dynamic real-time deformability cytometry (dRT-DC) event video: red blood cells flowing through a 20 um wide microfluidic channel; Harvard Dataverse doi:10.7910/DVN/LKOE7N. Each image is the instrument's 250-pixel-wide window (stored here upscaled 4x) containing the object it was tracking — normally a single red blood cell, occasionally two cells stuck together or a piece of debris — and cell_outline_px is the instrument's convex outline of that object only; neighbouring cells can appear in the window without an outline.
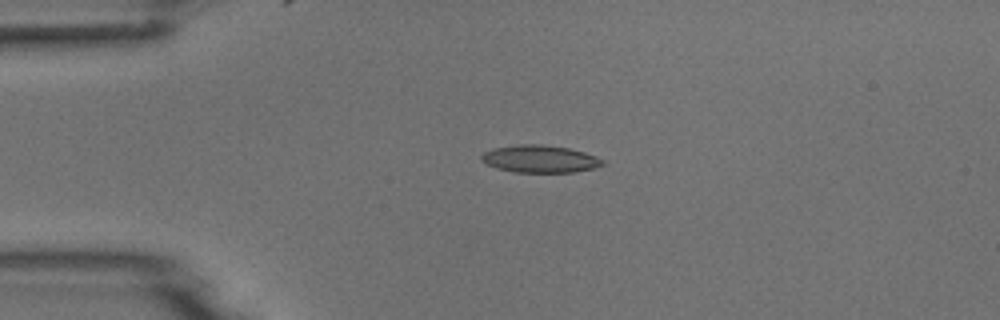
{"species": "common noctule bat (a hibernating species)", "species_latin": "Nyctalus noctula", "temperature_condition": "room temperature", "stored_images_in_passage": 10, "camera_frame_rate_fps": 3000, "um_per_image_px": 0.085, "animal": {"sex": "male", "body_mass_g": 18.8}, "frame": {"image": 1, "passage_image": 4, "time_ms": 3.333, "image_size_px": [1000, 320], "cell_outline_px": [[604, 164], [596, 168], [572, 172], [516, 172], [496, 168], [480, 160], [480, 156], [484, 152], [492, 148], [520, 144], [540, 144], [568, 148], [584, 152], [596, 156], [604, 160]], "centroid_in_image_um": [45.89, 13.5], "position_along_channel_um": 39.1, "area_um2": 19.36}}
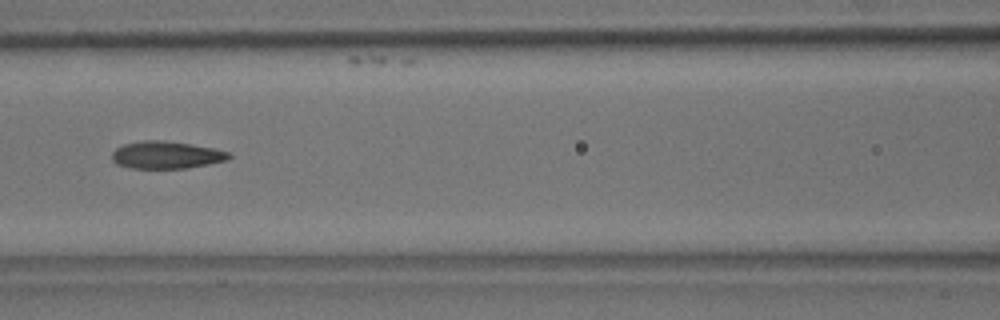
{"frame": {"image": 2, "passage_image": 7, "time_ms": 7.0, "image_size_px": [1000, 320], "cell_outline_px": [[232, 156], [228, 160], [188, 168], [132, 168], [116, 164], [112, 160], [112, 152], [116, 148], [124, 144], [144, 140], [164, 140], [212, 148], [228, 152]], "centroid_in_image_um": [14.11, 13.17], "position_along_channel_um": 152.5, "area_um2": 18.55}}
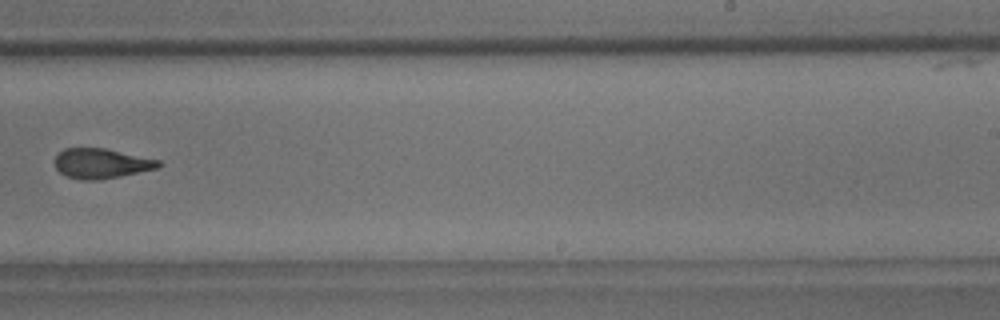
{"frame": {"image": 3, "passage_image": 10, "time_ms": 10.333, "image_size_px": [1000, 320], "cell_outline_px": [[164, 164], [160, 168], [100, 180], [80, 180], [68, 176], [60, 172], [56, 168], [56, 156], [64, 148], [104, 148], [160, 160]], "centroid_in_image_um": [8.66, 13.9], "position_along_channel_um": 280.3, "area_um2": 18.09}}